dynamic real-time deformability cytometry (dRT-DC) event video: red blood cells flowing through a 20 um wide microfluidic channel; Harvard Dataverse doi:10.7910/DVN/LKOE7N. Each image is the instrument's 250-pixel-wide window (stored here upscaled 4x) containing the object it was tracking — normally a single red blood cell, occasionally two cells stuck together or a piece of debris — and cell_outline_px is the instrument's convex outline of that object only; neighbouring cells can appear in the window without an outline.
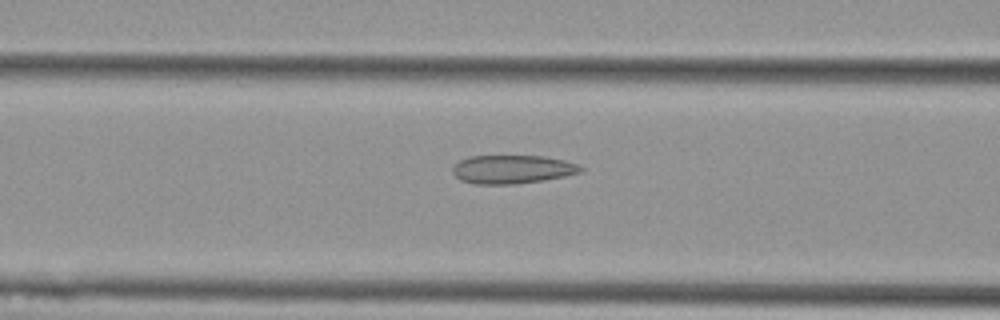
{"species": "Egyptian fruit bat (a non-hibernating species)", "species_latin": "Rousettus aegyptiacus", "temperature_condition": "cold", "stored_images_in_passage": 42, "camera_frame_rate_fps": 3000, "um_per_image_px": 0.085, "animal": {"sex": "female"}, "frame": {"image": 1, "passage_image": 22, "time_ms": 7.0, "image_size_px": [1000, 320], "cell_outline_px": [[584, 168], [580, 172], [564, 176], [544, 180], [516, 184], [476, 184], [460, 180], [452, 172], [452, 168], [460, 160], [468, 156], [544, 156], [564, 160], [580, 164]], "centroid_in_image_um": [43.55, 14.39], "position_along_channel_um": 123.0, "area_um2": 21.33}}
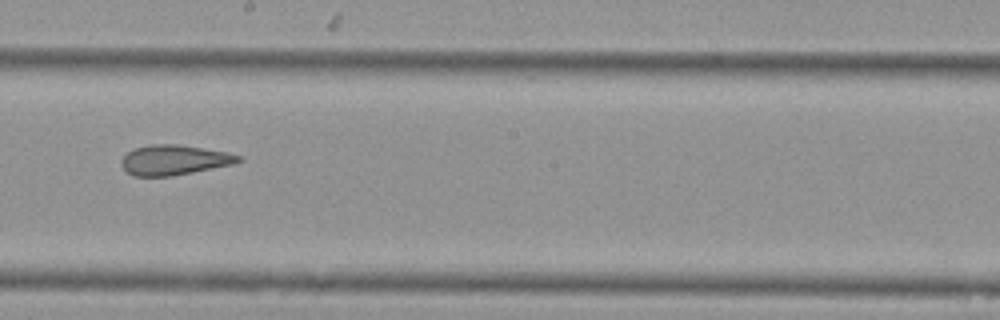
{"frame": {"image": 2, "passage_image": 31, "time_ms": 10.0, "image_size_px": [1000, 320], "cell_outline_px": [[244, 160], [236, 164], [172, 176], [132, 176], [120, 164], [120, 160], [128, 152], [136, 148], [152, 144], [180, 144], [228, 152], [240, 156]], "centroid_in_image_um": [14.85, 13.6], "position_along_channel_um": 233.4, "area_um2": 20.63}}
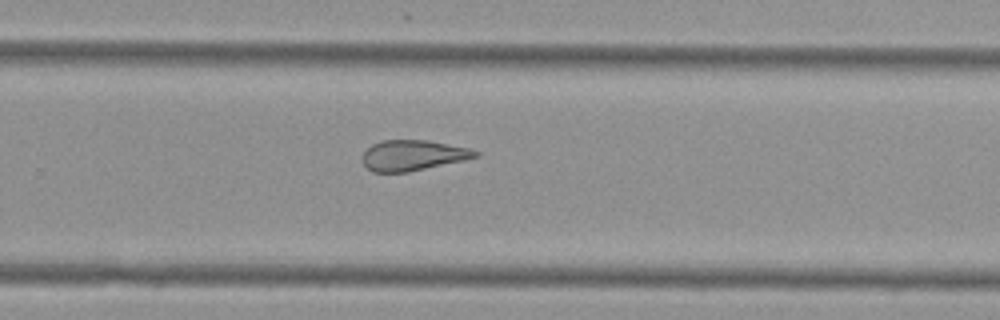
{"frame": {"image": 3, "passage_image": 36, "time_ms": 11.667, "image_size_px": [1000, 320], "cell_outline_px": [[480, 156], [464, 160], [408, 172], [372, 172], [364, 164], [364, 152], [372, 144], [384, 140], [428, 140], [472, 148], [480, 152]], "centroid_in_image_um": [35.16, 13.19], "position_along_channel_um": 294.6, "area_um2": 20.06}, "authors_computed_cell_mechanics": {"area_um2": 22.2819, "velocity_mm_per_s": 3.6825, "shape_relaxation_time_tau1_ms": null, "shape_relaxation_time_tau2_ms": 2.3687, "deformation_change_tau1": null, "deformation_change_tau2": 0.0995}}